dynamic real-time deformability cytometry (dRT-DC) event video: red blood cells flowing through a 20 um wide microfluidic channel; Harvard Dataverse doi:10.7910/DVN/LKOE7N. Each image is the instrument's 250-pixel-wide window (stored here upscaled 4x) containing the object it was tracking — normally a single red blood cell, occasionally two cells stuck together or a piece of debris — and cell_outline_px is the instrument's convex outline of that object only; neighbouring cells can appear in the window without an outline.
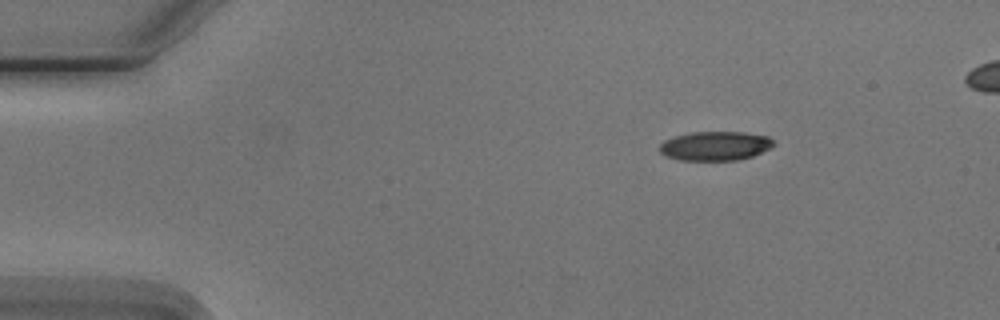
{"species": "Egyptian fruit bat (a non-hibernating species)", "species_latin": "Rousettus aegyptiacus", "temperature_condition": "cold", "stored_images_in_passage": 4, "camera_frame_rate_fps": 3000, "um_per_image_px": 0.085, "animal": {"sex": "male"}, "frame": {"image": 1, "passage_image": 1, "time_ms": 0.0, "image_size_px": [1000, 320], "cell_outline_px": [[776, 144], [772, 148], [752, 156], [736, 160], [680, 160], [668, 156], [660, 152], [660, 144], [664, 140], [688, 132], [744, 132], [768, 136]], "centroid_in_image_um": [60.82, 12.39], "position_along_channel_um": 24.2, "area_um2": 19.36}}